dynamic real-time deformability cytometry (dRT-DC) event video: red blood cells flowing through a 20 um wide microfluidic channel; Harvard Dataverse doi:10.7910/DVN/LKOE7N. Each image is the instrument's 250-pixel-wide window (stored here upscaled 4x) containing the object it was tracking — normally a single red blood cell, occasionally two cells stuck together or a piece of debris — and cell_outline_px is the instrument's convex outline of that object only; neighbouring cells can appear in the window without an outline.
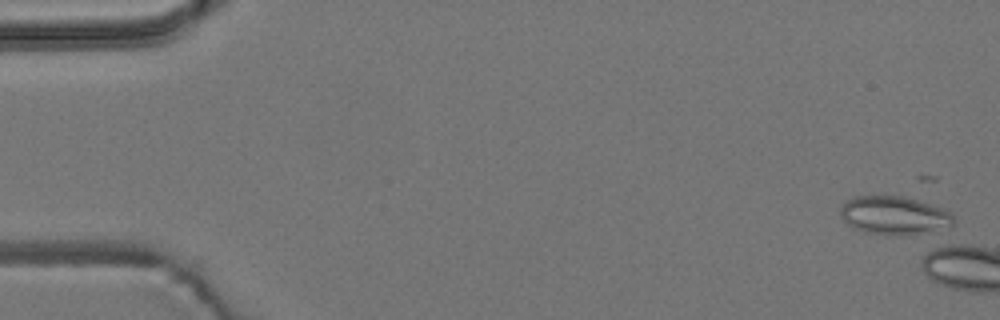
{"species": "common noctule bat (a hibernating species)", "species_latin": "Nyctalus noctula", "temperature_condition": "room temperature", "stored_images_in_passage": 5, "camera_frame_rate_fps": 3000, "um_per_image_px": 0.085, "animal": {"sex": "male", "body_mass_g": 19.2, "forearm_length_mm": 51.8}, "frame": {"image": 1, "passage_image": 2, "time_ms": 0.333, "image_size_px": [1000, 320], "cell_outline_px": [[956, 220], [952, 224], [908, 236], [900, 236], [864, 232], [852, 228], [840, 216], [840, 208], [852, 196], [900, 196], [916, 200], [944, 208], [952, 212]], "centroid_in_image_um": [75.98, 18.31], "position_along_channel_um": 9.0, "area_um2": 25.2}}